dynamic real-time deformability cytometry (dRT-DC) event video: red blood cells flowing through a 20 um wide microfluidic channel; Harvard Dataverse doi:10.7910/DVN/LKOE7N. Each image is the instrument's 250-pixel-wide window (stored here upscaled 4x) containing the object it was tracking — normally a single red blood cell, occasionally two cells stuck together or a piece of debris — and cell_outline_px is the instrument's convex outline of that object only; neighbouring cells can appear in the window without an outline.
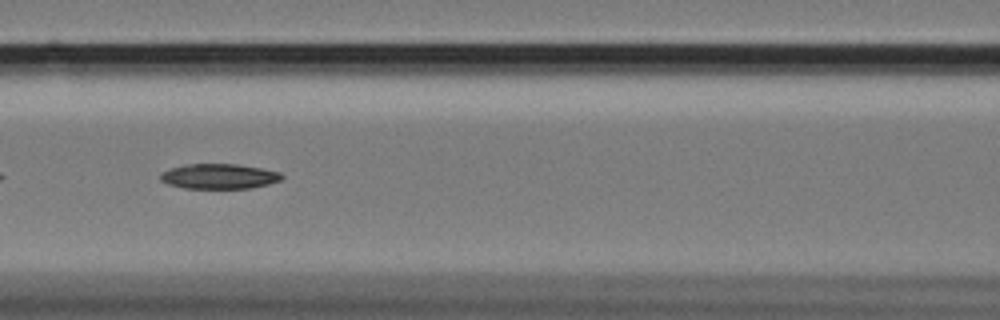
{"species": "Egyptian fruit bat (a non-hibernating species)", "species_latin": "Rousettus aegyptiacus", "temperature_condition": "cold", "stored_images_in_passage": 27, "camera_frame_rate_fps": 3000, "um_per_image_px": 0.085, "animal": {"sex": "female"}, "frame": {"image": 1, "passage_image": 9, "time_ms": 2.667, "image_size_px": [1000, 320], "cell_outline_px": [[284, 176], [280, 180], [268, 184], [248, 188], [184, 188], [168, 184], [160, 180], [160, 176], [164, 172], [172, 168], [188, 164], [236, 164], [260, 168], [280, 172]], "centroid_in_image_um": [18.63, 14.99], "position_along_channel_um": 148.0, "area_um2": 17.46}}
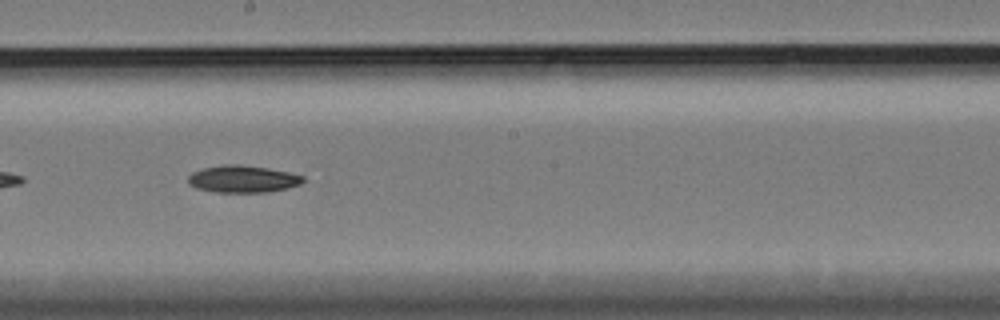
{"frame": {"image": 2, "passage_image": 16, "time_ms": 5.0, "image_size_px": [1000, 320], "cell_outline_px": [[304, 180], [300, 184], [288, 188], [268, 192], [216, 192], [196, 188], [188, 184], [188, 176], [192, 172], [204, 168], [224, 164], [236, 164], [268, 168], [288, 172], [304, 176]], "centroid_in_image_um": [20.62, 15.22], "position_along_channel_um": 227.6, "area_um2": 18.15}}
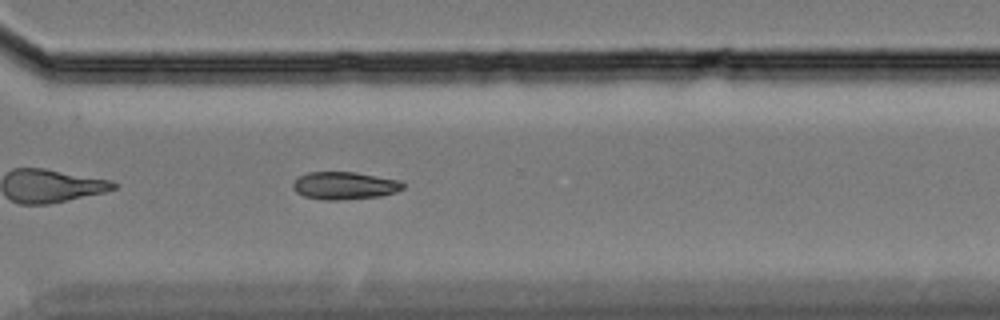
{"frame": {"image": 3, "passage_image": 26, "time_ms": 8.333, "image_size_px": [1000, 320], "cell_outline_px": [[404, 188], [396, 192], [380, 196], [336, 200], [324, 200], [304, 196], [296, 192], [292, 188], [292, 184], [300, 176], [308, 172], [356, 172], [400, 180], [404, 184]], "centroid_in_image_um": [29.29, 15.77], "position_along_channel_um": 341.3, "area_um2": 17.69}}